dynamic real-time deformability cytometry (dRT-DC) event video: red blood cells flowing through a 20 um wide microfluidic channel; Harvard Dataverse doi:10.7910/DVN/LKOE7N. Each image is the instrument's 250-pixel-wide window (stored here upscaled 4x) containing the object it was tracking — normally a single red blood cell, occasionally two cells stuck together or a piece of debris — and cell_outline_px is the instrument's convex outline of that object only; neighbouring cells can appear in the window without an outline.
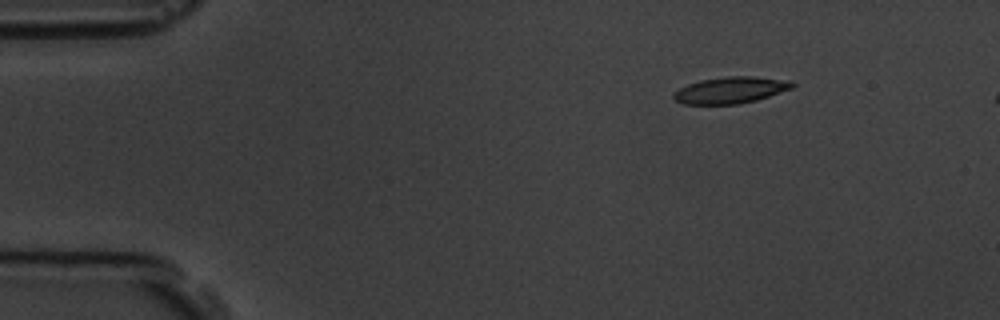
{"species": "common noctule bat (a hibernating species)", "species_latin": "Nyctalus noctula", "temperature_condition": "room temperature", "stored_images_in_passage": 4, "camera_frame_rate_fps": 3000, "um_per_image_px": 0.085, "animal": {"sex": "male", "body_mass_g": 19.5, "forearm_length_mm": 54.6}, "frame": {"image": 1, "passage_image": 1, "time_ms": 0.0, "image_size_px": [1000, 320], "cell_outline_px": [[796, 84], [792, 88], [756, 100], [736, 104], [684, 104], [676, 100], [672, 96], [672, 92], [688, 84], [700, 80], [728, 76], [752, 76], [792, 80]], "centroid_in_image_um": [62.11, 7.65], "position_along_channel_um": 22.9, "area_um2": 18.32}}